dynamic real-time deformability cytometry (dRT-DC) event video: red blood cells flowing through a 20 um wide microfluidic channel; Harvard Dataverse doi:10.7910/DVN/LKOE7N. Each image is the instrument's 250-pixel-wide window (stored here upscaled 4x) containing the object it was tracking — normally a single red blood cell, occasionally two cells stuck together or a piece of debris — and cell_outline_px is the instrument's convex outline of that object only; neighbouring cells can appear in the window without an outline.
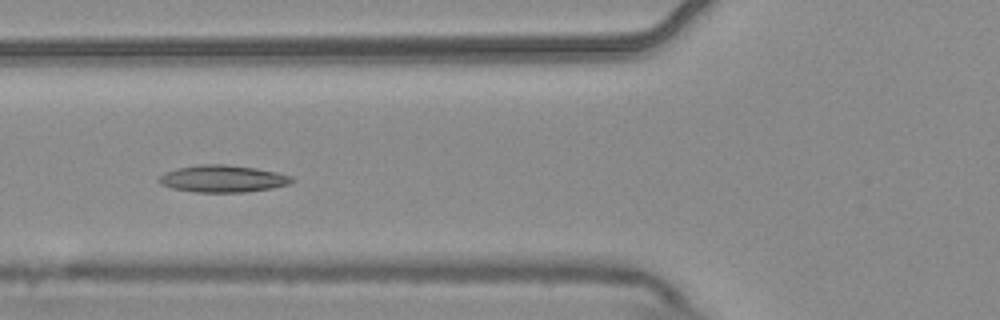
{"species": "common noctule bat (a hibernating species)", "species_latin": "Nyctalus noctula", "temperature_condition": "warm", "stored_images_in_passage": 7, "camera_frame_rate_fps": 3000, "um_per_image_px": 0.085, "animal": {"sex": "male", "body_mass_g": 20.4}, "frame": {"image": 1, "passage_image": 6, "time_ms": 1.667, "image_size_px": [1000, 320], "cell_outline_px": [[296, 180], [288, 184], [272, 188], [244, 192], [196, 192], [172, 188], [160, 184], [156, 180], [164, 172], [176, 168], [200, 164], [228, 164], [256, 168], [276, 172], [292, 176]], "centroid_in_image_um": [18.92, 15.18], "position_along_channel_um": 106.9, "area_um2": 21.1}}
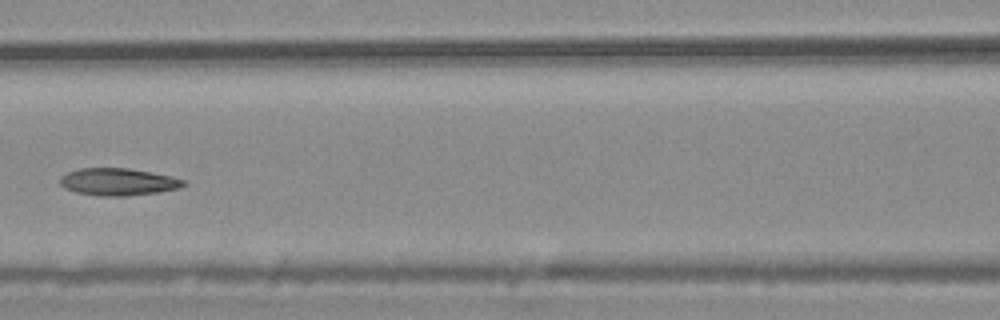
{"frame": {"image": 2, "passage_image": 7, "time_ms": 2.0, "image_size_px": [1000, 320], "cell_outline_px": [[188, 184], [176, 188], [160, 192], [124, 196], [100, 196], [76, 192], [64, 188], [60, 184], [60, 176], [68, 172], [80, 168], [128, 168], [152, 172], [172, 176], [184, 180]], "centroid_in_image_um": [10.03, 15.45], "position_along_channel_um": 156.6, "area_um2": 19.65}}